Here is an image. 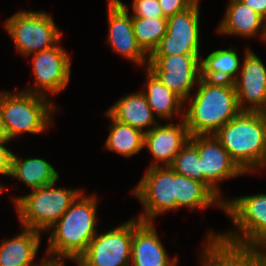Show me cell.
<instances>
[{
  "instance_id": "1",
  "label": "cell",
  "mask_w": 266,
  "mask_h": 266,
  "mask_svg": "<svg viewBox=\"0 0 266 266\" xmlns=\"http://www.w3.org/2000/svg\"><path fill=\"white\" fill-rule=\"evenodd\" d=\"M97 202L95 195L85 196L82 191L49 229L48 248L45 252L49 264H65L64 259L75 262L86 251L98 232Z\"/></svg>"
},
{
  "instance_id": "20",
  "label": "cell",
  "mask_w": 266,
  "mask_h": 266,
  "mask_svg": "<svg viewBox=\"0 0 266 266\" xmlns=\"http://www.w3.org/2000/svg\"><path fill=\"white\" fill-rule=\"evenodd\" d=\"M107 112L114 119L130 125L142 133L149 132L154 126L160 123L155 118L156 116L142 91L124 95Z\"/></svg>"
},
{
  "instance_id": "19",
  "label": "cell",
  "mask_w": 266,
  "mask_h": 266,
  "mask_svg": "<svg viewBox=\"0 0 266 266\" xmlns=\"http://www.w3.org/2000/svg\"><path fill=\"white\" fill-rule=\"evenodd\" d=\"M201 266H266L263 250L237 249L221 244L217 239H205Z\"/></svg>"
},
{
  "instance_id": "32",
  "label": "cell",
  "mask_w": 266,
  "mask_h": 266,
  "mask_svg": "<svg viewBox=\"0 0 266 266\" xmlns=\"http://www.w3.org/2000/svg\"><path fill=\"white\" fill-rule=\"evenodd\" d=\"M263 18L266 17V0H240Z\"/></svg>"
},
{
  "instance_id": "24",
  "label": "cell",
  "mask_w": 266,
  "mask_h": 266,
  "mask_svg": "<svg viewBox=\"0 0 266 266\" xmlns=\"http://www.w3.org/2000/svg\"><path fill=\"white\" fill-rule=\"evenodd\" d=\"M177 209L187 207L200 210L218 206L224 211V202L203 182L176 173Z\"/></svg>"
},
{
  "instance_id": "35",
  "label": "cell",
  "mask_w": 266,
  "mask_h": 266,
  "mask_svg": "<svg viewBox=\"0 0 266 266\" xmlns=\"http://www.w3.org/2000/svg\"><path fill=\"white\" fill-rule=\"evenodd\" d=\"M261 112H262L263 117H264L265 122H266V106H265V108Z\"/></svg>"
},
{
  "instance_id": "2",
  "label": "cell",
  "mask_w": 266,
  "mask_h": 266,
  "mask_svg": "<svg viewBox=\"0 0 266 266\" xmlns=\"http://www.w3.org/2000/svg\"><path fill=\"white\" fill-rule=\"evenodd\" d=\"M182 116L190 136L214 135L240 111L234 82L200 78Z\"/></svg>"
},
{
  "instance_id": "15",
  "label": "cell",
  "mask_w": 266,
  "mask_h": 266,
  "mask_svg": "<svg viewBox=\"0 0 266 266\" xmlns=\"http://www.w3.org/2000/svg\"><path fill=\"white\" fill-rule=\"evenodd\" d=\"M240 70L234 81L239 108L261 112L266 106V67L253 49H246Z\"/></svg>"
},
{
  "instance_id": "21",
  "label": "cell",
  "mask_w": 266,
  "mask_h": 266,
  "mask_svg": "<svg viewBox=\"0 0 266 266\" xmlns=\"http://www.w3.org/2000/svg\"><path fill=\"white\" fill-rule=\"evenodd\" d=\"M263 22L264 18L246 4L240 0H230L217 30L222 35L250 38L260 33L259 36L262 37Z\"/></svg>"
},
{
  "instance_id": "25",
  "label": "cell",
  "mask_w": 266,
  "mask_h": 266,
  "mask_svg": "<svg viewBox=\"0 0 266 266\" xmlns=\"http://www.w3.org/2000/svg\"><path fill=\"white\" fill-rule=\"evenodd\" d=\"M237 50L217 49L200 59L201 78L212 81L234 82L241 68Z\"/></svg>"
},
{
  "instance_id": "31",
  "label": "cell",
  "mask_w": 266,
  "mask_h": 266,
  "mask_svg": "<svg viewBox=\"0 0 266 266\" xmlns=\"http://www.w3.org/2000/svg\"><path fill=\"white\" fill-rule=\"evenodd\" d=\"M9 142H0V175L10 176L11 174V158L13 152L10 151L5 144Z\"/></svg>"
},
{
  "instance_id": "34",
  "label": "cell",
  "mask_w": 266,
  "mask_h": 266,
  "mask_svg": "<svg viewBox=\"0 0 266 266\" xmlns=\"http://www.w3.org/2000/svg\"><path fill=\"white\" fill-rule=\"evenodd\" d=\"M261 39L263 41H266V17L264 18V22H263V33H262Z\"/></svg>"
},
{
  "instance_id": "33",
  "label": "cell",
  "mask_w": 266,
  "mask_h": 266,
  "mask_svg": "<svg viewBox=\"0 0 266 266\" xmlns=\"http://www.w3.org/2000/svg\"><path fill=\"white\" fill-rule=\"evenodd\" d=\"M0 142H11L7 130L5 128L1 108H0Z\"/></svg>"
},
{
  "instance_id": "26",
  "label": "cell",
  "mask_w": 266,
  "mask_h": 266,
  "mask_svg": "<svg viewBox=\"0 0 266 266\" xmlns=\"http://www.w3.org/2000/svg\"><path fill=\"white\" fill-rule=\"evenodd\" d=\"M105 113L111 121L109 135L104 144L105 149L116 152L125 158H130L144 149V133L128 124L119 122L107 111Z\"/></svg>"
},
{
  "instance_id": "14",
  "label": "cell",
  "mask_w": 266,
  "mask_h": 266,
  "mask_svg": "<svg viewBox=\"0 0 266 266\" xmlns=\"http://www.w3.org/2000/svg\"><path fill=\"white\" fill-rule=\"evenodd\" d=\"M129 8L121 0H108L107 42L114 52L138 66L147 67L149 56L138 45L129 15Z\"/></svg>"
},
{
  "instance_id": "9",
  "label": "cell",
  "mask_w": 266,
  "mask_h": 266,
  "mask_svg": "<svg viewBox=\"0 0 266 266\" xmlns=\"http://www.w3.org/2000/svg\"><path fill=\"white\" fill-rule=\"evenodd\" d=\"M133 219L98 233L86 251L75 261L77 266H130Z\"/></svg>"
},
{
  "instance_id": "18",
  "label": "cell",
  "mask_w": 266,
  "mask_h": 266,
  "mask_svg": "<svg viewBox=\"0 0 266 266\" xmlns=\"http://www.w3.org/2000/svg\"><path fill=\"white\" fill-rule=\"evenodd\" d=\"M41 232L22 227L21 234L12 239L2 240L0 244V266H47L44 257L35 263L41 240Z\"/></svg>"
},
{
  "instance_id": "7",
  "label": "cell",
  "mask_w": 266,
  "mask_h": 266,
  "mask_svg": "<svg viewBox=\"0 0 266 266\" xmlns=\"http://www.w3.org/2000/svg\"><path fill=\"white\" fill-rule=\"evenodd\" d=\"M4 23L16 51L23 56L52 48L61 40L62 34L52 15L45 11L19 10Z\"/></svg>"
},
{
  "instance_id": "30",
  "label": "cell",
  "mask_w": 266,
  "mask_h": 266,
  "mask_svg": "<svg viewBox=\"0 0 266 266\" xmlns=\"http://www.w3.org/2000/svg\"><path fill=\"white\" fill-rule=\"evenodd\" d=\"M196 0H158L165 17L173 16L191 7Z\"/></svg>"
},
{
  "instance_id": "29",
  "label": "cell",
  "mask_w": 266,
  "mask_h": 266,
  "mask_svg": "<svg viewBox=\"0 0 266 266\" xmlns=\"http://www.w3.org/2000/svg\"><path fill=\"white\" fill-rule=\"evenodd\" d=\"M132 17L157 18L165 17L158 0H133Z\"/></svg>"
},
{
  "instance_id": "4",
  "label": "cell",
  "mask_w": 266,
  "mask_h": 266,
  "mask_svg": "<svg viewBox=\"0 0 266 266\" xmlns=\"http://www.w3.org/2000/svg\"><path fill=\"white\" fill-rule=\"evenodd\" d=\"M224 211L229 215L236 231H207V239H217L221 244L237 249L266 250L265 193L227 198Z\"/></svg>"
},
{
  "instance_id": "3",
  "label": "cell",
  "mask_w": 266,
  "mask_h": 266,
  "mask_svg": "<svg viewBox=\"0 0 266 266\" xmlns=\"http://www.w3.org/2000/svg\"><path fill=\"white\" fill-rule=\"evenodd\" d=\"M214 136L247 175L266 167V122L262 112L240 110Z\"/></svg>"
},
{
  "instance_id": "37",
  "label": "cell",
  "mask_w": 266,
  "mask_h": 266,
  "mask_svg": "<svg viewBox=\"0 0 266 266\" xmlns=\"http://www.w3.org/2000/svg\"><path fill=\"white\" fill-rule=\"evenodd\" d=\"M4 186L0 184V193L3 192Z\"/></svg>"
},
{
  "instance_id": "27",
  "label": "cell",
  "mask_w": 266,
  "mask_h": 266,
  "mask_svg": "<svg viewBox=\"0 0 266 266\" xmlns=\"http://www.w3.org/2000/svg\"><path fill=\"white\" fill-rule=\"evenodd\" d=\"M132 23L138 45L150 56L167 32V17H132Z\"/></svg>"
},
{
  "instance_id": "23",
  "label": "cell",
  "mask_w": 266,
  "mask_h": 266,
  "mask_svg": "<svg viewBox=\"0 0 266 266\" xmlns=\"http://www.w3.org/2000/svg\"><path fill=\"white\" fill-rule=\"evenodd\" d=\"M17 181L30 187L31 190L50 185L59 180V173L46 160L42 158H25L16 154L11 158V174Z\"/></svg>"
},
{
  "instance_id": "13",
  "label": "cell",
  "mask_w": 266,
  "mask_h": 266,
  "mask_svg": "<svg viewBox=\"0 0 266 266\" xmlns=\"http://www.w3.org/2000/svg\"><path fill=\"white\" fill-rule=\"evenodd\" d=\"M199 1L167 18V32L151 55L200 54Z\"/></svg>"
},
{
  "instance_id": "22",
  "label": "cell",
  "mask_w": 266,
  "mask_h": 266,
  "mask_svg": "<svg viewBox=\"0 0 266 266\" xmlns=\"http://www.w3.org/2000/svg\"><path fill=\"white\" fill-rule=\"evenodd\" d=\"M145 71L147 77L143 89L146 90L142 92L145 94L154 115L163 120H171L174 115L181 117V114L185 113L183 110L185 101L164 86L148 67H145Z\"/></svg>"
},
{
  "instance_id": "17",
  "label": "cell",
  "mask_w": 266,
  "mask_h": 266,
  "mask_svg": "<svg viewBox=\"0 0 266 266\" xmlns=\"http://www.w3.org/2000/svg\"><path fill=\"white\" fill-rule=\"evenodd\" d=\"M178 256L168 257L154 223L133 217L130 266H178Z\"/></svg>"
},
{
  "instance_id": "36",
  "label": "cell",
  "mask_w": 266,
  "mask_h": 266,
  "mask_svg": "<svg viewBox=\"0 0 266 266\" xmlns=\"http://www.w3.org/2000/svg\"><path fill=\"white\" fill-rule=\"evenodd\" d=\"M47 266H65L64 264H48Z\"/></svg>"
},
{
  "instance_id": "10",
  "label": "cell",
  "mask_w": 266,
  "mask_h": 266,
  "mask_svg": "<svg viewBox=\"0 0 266 266\" xmlns=\"http://www.w3.org/2000/svg\"><path fill=\"white\" fill-rule=\"evenodd\" d=\"M200 54L150 55L147 67L185 103L201 78Z\"/></svg>"
},
{
  "instance_id": "8",
  "label": "cell",
  "mask_w": 266,
  "mask_h": 266,
  "mask_svg": "<svg viewBox=\"0 0 266 266\" xmlns=\"http://www.w3.org/2000/svg\"><path fill=\"white\" fill-rule=\"evenodd\" d=\"M131 192L143 205L137 217L142 222L153 223L156 216L177 210L176 172L170 166L149 167Z\"/></svg>"
},
{
  "instance_id": "5",
  "label": "cell",
  "mask_w": 266,
  "mask_h": 266,
  "mask_svg": "<svg viewBox=\"0 0 266 266\" xmlns=\"http://www.w3.org/2000/svg\"><path fill=\"white\" fill-rule=\"evenodd\" d=\"M0 108L10 140L25 132L41 134L49 130L57 109L48 97L24 90L0 92Z\"/></svg>"
},
{
  "instance_id": "11",
  "label": "cell",
  "mask_w": 266,
  "mask_h": 266,
  "mask_svg": "<svg viewBox=\"0 0 266 266\" xmlns=\"http://www.w3.org/2000/svg\"><path fill=\"white\" fill-rule=\"evenodd\" d=\"M32 67L35 84L23 89L26 92L46 96L58 94L67 87L71 77V57L58 44L52 48L33 53Z\"/></svg>"
},
{
  "instance_id": "6",
  "label": "cell",
  "mask_w": 266,
  "mask_h": 266,
  "mask_svg": "<svg viewBox=\"0 0 266 266\" xmlns=\"http://www.w3.org/2000/svg\"><path fill=\"white\" fill-rule=\"evenodd\" d=\"M55 183L12 197L21 227L38 232L48 231L68 210L81 189L55 188Z\"/></svg>"
},
{
  "instance_id": "12",
  "label": "cell",
  "mask_w": 266,
  "mask_h": 266,
  "mask_svg": "<svg viewBox=\"0 0 266 266\" xmlns=\"http://www.w3.org/2000/svg\"><path fill=\"white\" fill-rule=\"evenodd\" d=\"M189 141L198 150L203 183L225 203L227 198L221 196L218 183L246 173L236 164L214 135H193L190 136Z\"/></svg>"
},
{
  "instance_id": "16",
  "label": "cell",
  "mask_w": 266,
  "mask_h": 266,
  "mask_svg": "<svg viewBox=\"0 0 266 266\" xmlns=\"http://www.w3.org/2000/svg\"><path fill=\"white\" fill-rule=\"evenodd\" d=\"M190 139L184 118L178 124H157L149 132L144 133L143 148H147L153 156L149 167L171 166L175 157Z\"/></svg>"
},
{
  "instance_id": "28",
  "label": "cell",
  "mask_w": 266,
  "mask_h": 266,
  "mask_svg": "<svg viewBox=\"0 0 266 266\" xmlns=\"http://www.w3.org/2000/svg\"><path fill=\"white\" fill-rule=\"evenodd\" d=\"M177 174L203 182V171L197 148L188 141L170 166Z\"/></svg>"
}]
</instances>
